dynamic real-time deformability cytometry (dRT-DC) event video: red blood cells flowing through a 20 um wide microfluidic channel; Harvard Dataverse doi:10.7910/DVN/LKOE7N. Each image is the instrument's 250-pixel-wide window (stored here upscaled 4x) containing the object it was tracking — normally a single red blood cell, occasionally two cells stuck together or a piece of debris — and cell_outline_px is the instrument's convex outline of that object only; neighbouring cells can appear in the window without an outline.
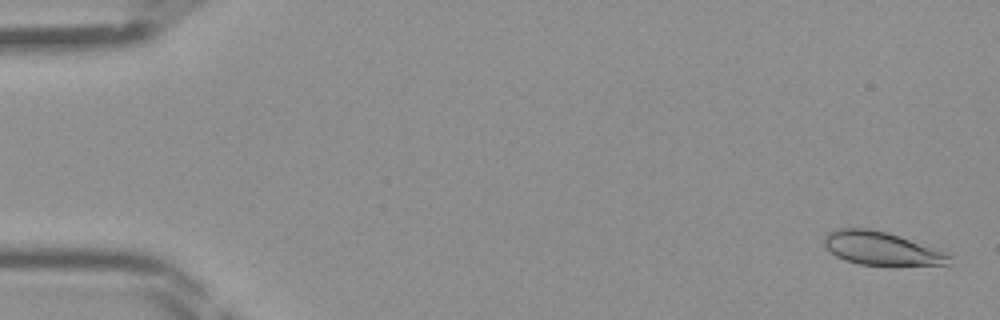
{"species": "Egyptian fruit bat (a non-hibernating species)", "species_latin": "Rousettus aegyptiacus", "temperature_condition": "room temperature", "stored_images_in_passage": 47, "camera_frame_rate_fps": 3000, "um_per_image_px": 0.085, "frame": {"image": 1, "passage_image": 2, "time_ms": 0.333, "image_size_px": [1000, 320], "cell_outline_px": [[952, 264], [860, 264], [844, 260], [836, 256], [824, 244], [824, 236], [828, 232], [840, 228], [868, 228], [888, 232], [944, 248], [952, 256]], "centroid_in_image_um": [75.03, 21.08], "position_along_channel_um": 10.0, "area_um2": 24.62}}
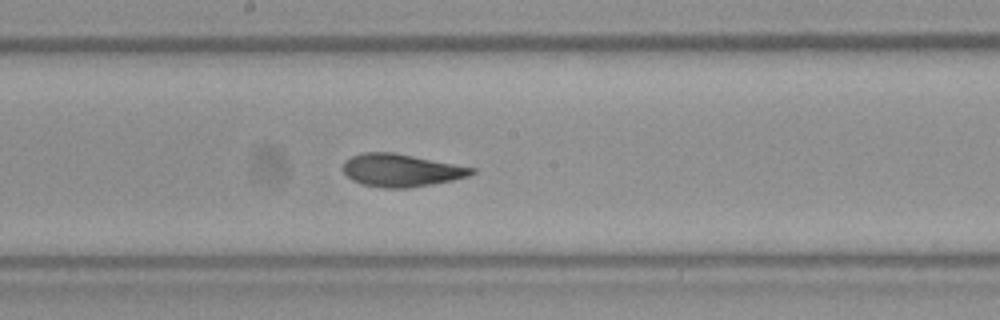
{"frame": {"image": 2, "passage_image": 25, "time_ms": 8.0, "image_size_px": [1000, 320], "cell_outline_px": [[476, 172], [468, 176], [452, 180], [432, 184], [408, 188], [380, 188], [364, 184], [352, 180], [344, 172], [344, 160], [352, 156], [364, 152], [396, 152], [476, 168]], "centroid_in_image_um": [34.11, 14.47], "position_along_channel_um": 214.1, "area_um2": 24.57}}
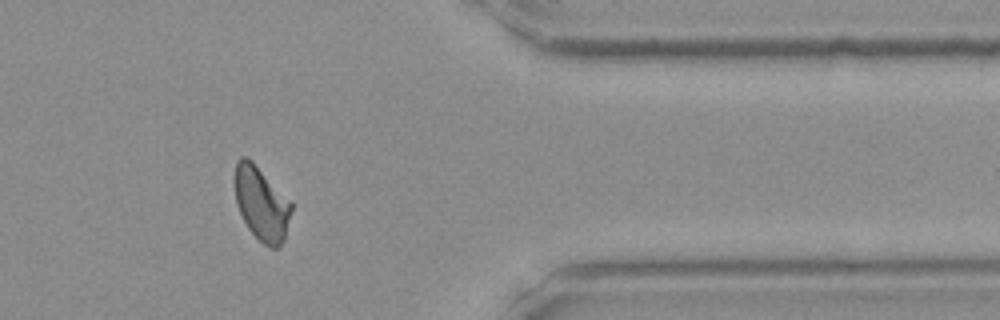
{"frame": {"image": 3, "passage_image": 38, "time_ms": 12.333, "image_size_px": [1000, 320], "cell_outline_px": [[292, 208], [284, 240], [280, 248], [268, 248], [248, 228], [236, 204], [232, 184], [232, 176], [236, 160], [240, 156], [244, 156], [252, 160], [292, 204]], "centroid_in_image_um": [22.16, 17.27], "position_along_channel_um": 389.2, "area_um2": 24.57}}